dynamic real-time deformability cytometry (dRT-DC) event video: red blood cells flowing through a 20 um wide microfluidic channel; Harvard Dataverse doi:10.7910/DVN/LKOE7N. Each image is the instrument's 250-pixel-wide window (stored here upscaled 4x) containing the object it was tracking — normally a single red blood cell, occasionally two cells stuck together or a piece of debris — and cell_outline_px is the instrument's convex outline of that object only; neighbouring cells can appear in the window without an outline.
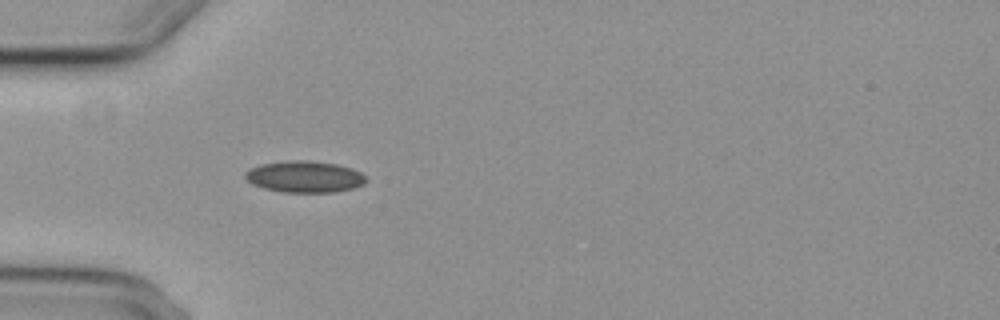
{"species": "common noctule bat (a hibernating species)", "species_latin": "Nyctalus noctula", "temperature_condition": "cold", "stored_images_in_passage": 4, "camera_frame_rate_fps": 3000, "um_per_image_px": 0.085, "animal": {"sex": "female", "body_mass_g": 29.2, "forearm_length_mm": 56.3}, "frame": {"image": 1, "passage_image": 4, "time_ms": 3.667, "image_size_px": [1000, 320], "cell_outline_px": [[368, 180], [364, 184], [352, 188], [336, 192], [284, 192], [264, 188], [252, 184], [244, 176], [244, 172], [248, 168], [260, 164], [292, 160], [308, 160], [336, 164], [352, 168], [360, 172]], "centroid_in_image_um": [25.88, 15.01], "position_along_channel_um": 59.1, "area_um2": 22.25}}